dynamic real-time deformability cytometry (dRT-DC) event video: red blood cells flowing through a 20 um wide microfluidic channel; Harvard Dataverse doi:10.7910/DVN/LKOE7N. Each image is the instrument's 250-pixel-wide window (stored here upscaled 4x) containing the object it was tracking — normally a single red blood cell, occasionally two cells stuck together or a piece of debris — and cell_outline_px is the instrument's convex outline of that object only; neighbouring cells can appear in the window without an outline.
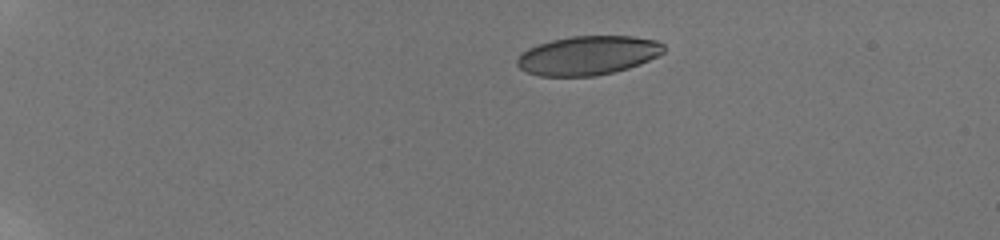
{"species": "human", "species_latin": "Homo sapiens", "temperature_condition": "room temperature", "stored_images_in_passage": 18, "camera_frame_rate_fps": 3000, "um_per_image_px": 0.085, "donor": {"sex": "male"}, "frame": {"image": 1, "passage_image": 1, "time_ms": 0.0, "image_size_px": [1000, 240], "cell_outline_px": [[664, 52], [640, 64], [628, 68], [596, 76], [540, 76], [528, 72], [520, 68], [516, 64], [516, 60], [528, 48], [552, 40], [572, 36], [632, 36], [656, 40], [664, 44]], "centroid_in_image_um": [49.99, 4.71], "position_along_channel_um": 35.0, "area_um2": 33.12}}